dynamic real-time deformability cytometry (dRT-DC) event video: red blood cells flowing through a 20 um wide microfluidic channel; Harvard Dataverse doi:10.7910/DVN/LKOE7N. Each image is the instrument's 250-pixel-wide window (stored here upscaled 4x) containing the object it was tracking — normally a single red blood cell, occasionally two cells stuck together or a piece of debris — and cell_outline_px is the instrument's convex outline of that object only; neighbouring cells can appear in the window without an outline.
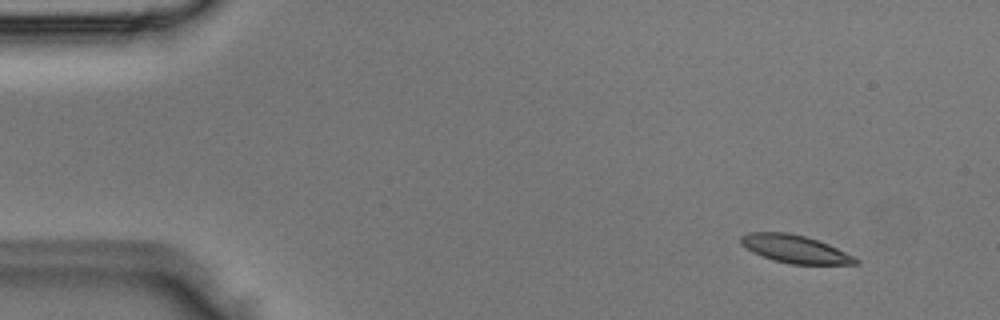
{"species": "Egyptian fruit bat (a non-hibernating species)", "species_latin": "Rousettus aegyptiacus", "temperature_condition": "room temperature", "stored_images_in_passage": 4, "camera_frame_rate_fps": 3000, "um_per_image_px": 0.085, "animal": {"sex": "male"}, "frame": {"image": 1, "passage_image": 2, "time_ms": 0.333, "image_size_px": [1000, 320], "cell_outline_px": [[860, 264], [792, 264], [772, 260], [752, 252], [740, 244], [740, 236], [748, 232], [788, 232], [804, 236], [828, 244], [856, 256], [860, 260]], "centroid_in_image_um": [67.58, 21.17], "position_along_channel_um": 17.4, "area_um2": 18.79}}
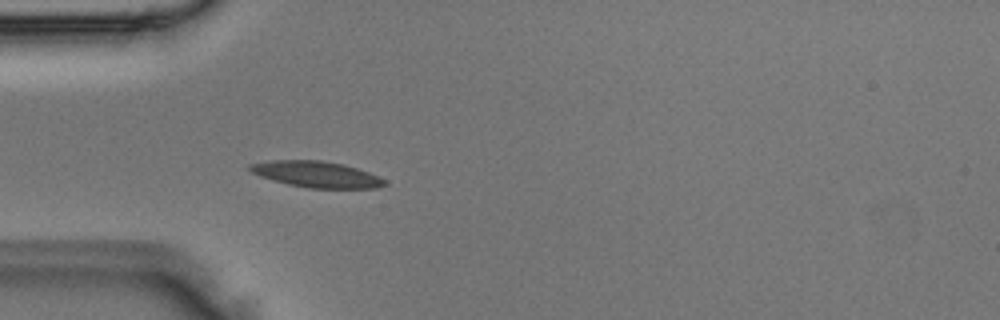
{"frame": {"image": 2, "passage_image": 4, "time_ms": 1.0, "image_size_px": [1000, 320], "cell_outline_px": [[388, 184], [376, 188], [308, 188], [288, 184], [272, 180], [260, 176], [252, 172], [248, 168], [248, 164], [272, 160], [320, 160], [344, 164], [368, 172], [384, 180]], "centroid_in_image_um": [26.87, 14.81], "position_along_channel_um": 58.1, "area_um2": 20.4}}